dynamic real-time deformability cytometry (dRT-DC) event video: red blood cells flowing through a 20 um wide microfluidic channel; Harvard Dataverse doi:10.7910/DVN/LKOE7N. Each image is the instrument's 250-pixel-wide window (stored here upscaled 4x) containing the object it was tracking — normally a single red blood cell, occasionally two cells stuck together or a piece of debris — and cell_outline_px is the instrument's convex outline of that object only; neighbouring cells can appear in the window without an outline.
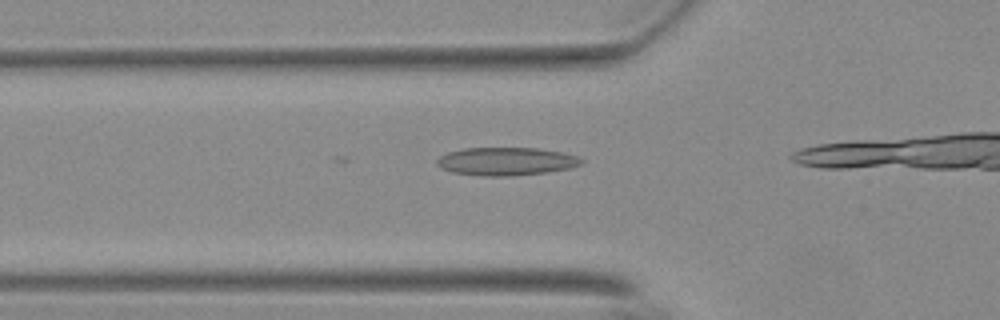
{"species": "Egyptian fruit bat (a non-hibernating species)", "species_latin": "Rousettus aegyptiacus", "temperature_condition": "warm", "stored_images_in_passage": 8, "camera_frame_rate_fps": 3000, "um_per_image_px": 0.085, "animal": {"sex": "female"}, "frame": {"image": 1, "passage_image": 4, "time_ms": 1.0, "image_size_px": [1000, 320], "cell_outline_px": [[584, 164], [572, 168], [548, 172], [512, 176], [484, 176], [452, 172], [440, 168], [436, 164], [436, 160], [440, 156], [448, 152], [464, 148], [536, 148], [564, 152], [576, 156], [584, 160]], "centroid_in_image_um": [43.05, 13.72], "position_along_channel_um": 82.7, "area_um2": 23.87}}